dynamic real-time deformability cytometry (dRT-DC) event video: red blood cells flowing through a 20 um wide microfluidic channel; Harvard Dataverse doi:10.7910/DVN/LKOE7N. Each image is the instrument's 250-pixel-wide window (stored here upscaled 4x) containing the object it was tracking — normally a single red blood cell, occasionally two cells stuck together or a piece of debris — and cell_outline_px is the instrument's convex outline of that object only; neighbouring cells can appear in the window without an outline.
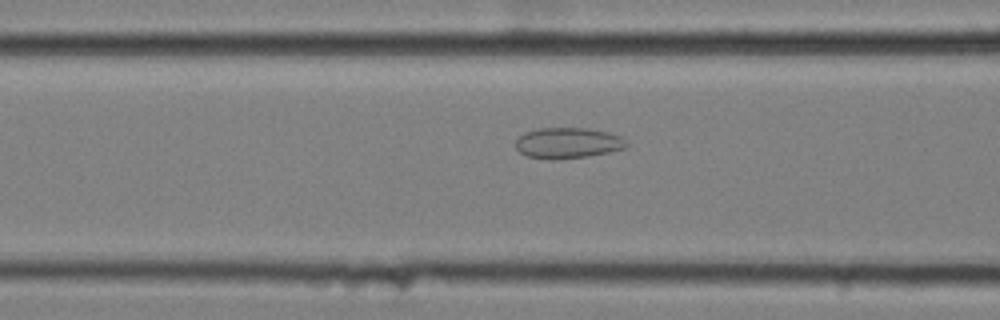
{"species": "common noctule bat (a hibernating species)", "species_latin": "Nyctalus noctula", "temperature_condition": "cold", "stored_images_in_passage": 43, "camera_frame_rate_fps": 3000, "um_per_image_px": 0.085, "animal": {"sex": "female", "body_mass_g": 25.1}, "frame": {"image": 1, "passage_image": 18, "time_ms": 5.667, "image_size_px": [1000, 320], "cell_outline_px": [[628, 144], [624, 148], [608, 152], [584, 156], [528, 156], [520, 152], [516, 148], [516, 140], [524, 132], [540, 128], [588, 128], [608, 132], [620, 136]], "centroid_in_image_um": [48.29, 12.09], "position_along_channel_um": 118.3, "area_um2": 18.84}}
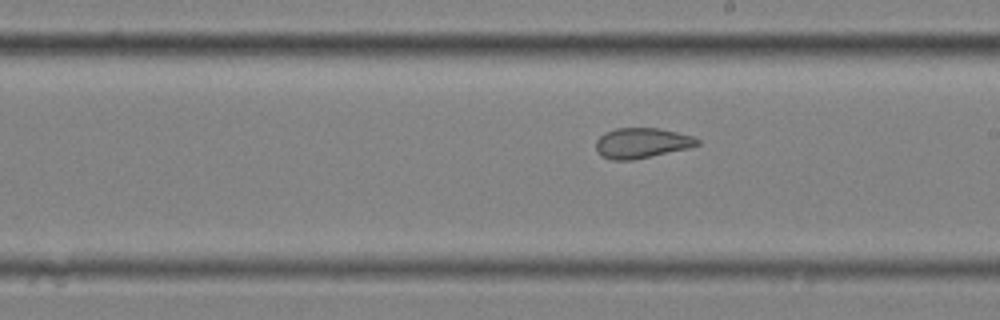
{"frame": {"image": 2, "passage_image": 28, "time_ms": 9.0, "image_size_px": [1000, 320], "cell_outline_px": [[700, 144], [688, 148], [632, 160], [612, 160], [600, 156], [596, 152], [596, 140], [604, 132], [616, 128], [660, 128], [692, 136], [700, 140]], "centroid_in_image_um": [54.51, 12.15], "position_along_channel_um": 234.5, "area_um2": 17.92}}
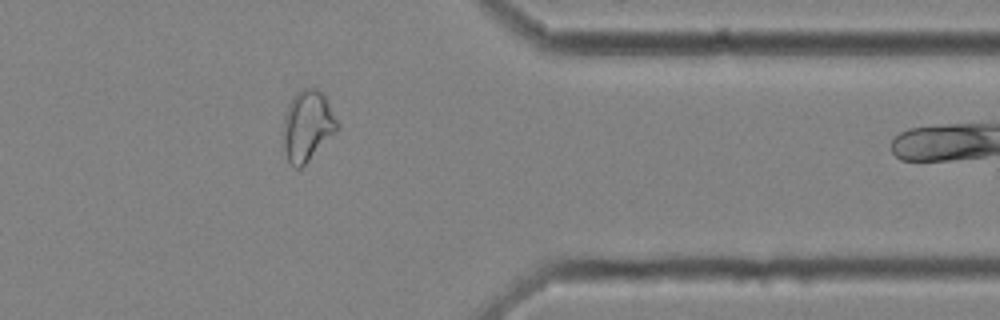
{"frame": {"image": 3, "passage_image": 42, "time_ms": 13.667, "image_size_px": [1000, 320], "cell_outline_px": [[336, 132], [300, 168], [296, 168], [288, 160], [284, 152], [284, 116], [288, 104], [292, 96], [296, 92], [304, 88], [316, 88], [324, 96], [336, 120]], "centroid_in_image_um": [26.09, 10.67], "position_along_channel_um": 385.3, "area_um2": 21.56}}